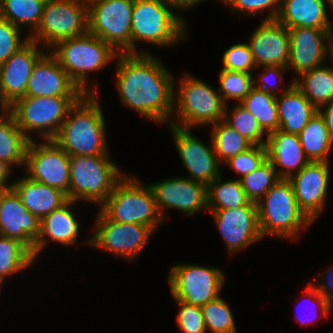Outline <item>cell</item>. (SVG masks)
I'll use <instances>...</instances> for the list:
<instances>
[{
    "instance_id": "cell-1",
    "label": "cell",
    "mask_w": 333,
    "mask_h": 333,
    "mask_svg": "<svg viewBox=\"0 0 333 333\" xmlns=\"http://www.w3.org/2000/svg\"><path fill=\"white\" fill-rule=\"evenodd\" d=\"M116 87L121 103L144 119L170 124L174 112L175 79L152 53L116 56Z\"/></svg>"
},
{
    "instance_id": "cell-2",
    "label": "cell",
    "mask_w": 333,
    "mask_h": 333,
    "mask_svg": "<svg viewBox=\"0 0 333 333\" xmlns=\"http://www.w3.org/2000/svg\"><path fill=\"white\" fill-rule=\"evenodd\" d=\"M97 94H84L53 139L69 156L109 155L106 123Z\"/></svg>"
},
{
    "instance_id": "cell-3",
    "label": "cell",
    "mask_w": 333,
    "mask_h": 333,
    "mask_svg": "<svg viewBox=\"0 0 333 333\" xmlns=\"http://www.w3.org/2000/svg\"><path fill=\"white\" fill-rule=\"evenodd\" d=\"M169 0H135L131 21V53H150L137 43L158 47L177 45L188 36V22Z\"/></svg>"
},
{
    "instance_id": "cell-4",
    "label": "cell",
    "mask_w": 333,
    "mask_h": 333,
    "mask_svg": "<svg viewBox=\"0 0 333 333\" xmlns=\"http://www.w3.org/2000/svg\"><path fill=\"white\" fill-rule=\"evenodd\" d=\"M48 51L84 94H97L96 82L93 88L87 85L88 75L100 72L110 62L115 61L118 55L109 44L89 32L61 40Z\"/></svg>"
},
{
    "instance_id": "cell-5",
    "label": "cell",
    "mask_w": 333,
    "mask_h": 333,
    "mask_svg": "<svg viewBox=\"0 0 333 333\" xmlns=\"http://www.w3.org/2000/svg\"><path fill=\"white\" fill-rule=\"evenodd\" d=\"M176 85L177 82L174 112L169 125L193 130L197 126H212L224 119L226 104L218 89L189 73L183 74L178 87Z\"/></svg>"
},
{
    "instance_id": "cell-6",
    "label": "cell",
    "mask_w": 333,
    "mask_h": 333,
    "mask_svg": "<svg viewBox=\"0 0 333 333\" xmlns=\"http://www.w3.org/2000/svg\"><path fill=\"white\" fill-rule=\"evenodd\" d=\"M262 237L298 240L312 222L300 210L288 179H280L256 203Z\"/></svg>"
},
{
    "instance_id": "cell-7",
    "label": "cell",
    "mask_w": 333,
    "mask_h": 333,
    "mask_svg": "<svg viewBox=\"0 0 333 333\" xmlns=\"http://www.w3.org/2000/svg\"><path fill=\"white\" fill-rule=\"evenodd\" d=\"M111 155L70 156V185L66 195L70 201L84 200L101 206L125 175Z\"/></svg>"
},
{
    "instance_id": "cell-8",
    "label": "cell",
    "mask_w": 333,
    "mask_h": 333,
    "mask_svg": "<svg viewBox=\"0 0 333 333\" xmlns=\"http://www.w3.org/2000/svg\"><path fill=\"white\" fill-rule=\"evenodd\" d=\"M100 210L114 222L142 224L154 232L163 222L151 187L128 173L117 182Z\"/></svg>"
},
{
    "instance_id": "cell-9",
    "label": "cell",
    "mask_w": 333,
    "mask_h": 333,
    "mask_svg": "<svg viewBox=\"0 0 333 333\" xmlns=\"http://www.w3.org/2000/svg\"><path fill=\"white\" fill-rule=\"evenodd\" d=\"M81 97H21L7 110L29 140L37 133L42 140H53L69 110Z\"/></svg>"
},
{
    "instance_id": "cell-10",
    "label": "cell",
    "mask_w": 333,
    "mask_h": 333,
    "mask_svg": "<svg viewBox=\"0 0 333 333\" xmlns=\"http://www.w3.org/2000/svg\"><path fill=\"white\" fill-rule=\"evenodd\" d=\"M88 32V8L72 0H46L41 22L29 40L49 50L57 42Z\"/></svg>"
},
{
    "instance_id": "cell-11",
    "label": "cell",
    "mask_w": 333,
    "mask_h": 333,
    "mask_svg": "<svg viewBox=\"0 0 333 333\" xmlns=\"http://www.w3.org/2000/svg\"><path fill=\"white\" fill-rule=\"evenodd\" d=\"M173 299L203 306L221 295L225 276L220 268L197 264H175L167 277Z\"/></svg>"
},
{
    "instance_id": "cell-12",
    "label": "cell",
    "mask_w": 333,
    "mask_h": 333,
    "mask_svg": "<svg viewBox=\"0 0 333 333\" xmlns=\"http://www.w3.org/2000/svg\"><path fill=\"white\" fill-rule=\"evenodd\" d=\"M93 226L94 232L85 243L93 248L120 256L128 262L138 258L154 233L146 225L114 222L100 209Z\"/></svg>"
},
{
    "instance_id": "cell-13",
    "label": "cell",
    "mask_w": 333,
    "mask_h": 333,
    "mask_svg": "<svg viewBox=\"0 0 333 333\" xmlns=\"http://www.w3.org/2000/svg\"><path fill=\"white\" fill-rule=\"evenodd\" d=\"M135 0H99L88 8V32L118 54L131 53V21Z\"/></svg>"
},
{
    "instance_id": "cell-14",
    "label": "cell",
    "mask_w": 333,
    "mask_h": 333,
    "mask_svg": "<svg viewBox=\"0 0 333 333\" xmlns=\"http://www.w3.org/2000/svg\"><path fill=\"white\" fill-rule=\"evenodd\" d=\"M30 140L24 173L31 180L57 188L66 195L70 185V156L54 141Z\"/></svg>"
},
{
    "instance_id": "cell-15",
    "label": "cell",
    "mask_w": 333,
    "mask_h": 333,
    "mask_svg": "<svg viewBox=\"0 0 333 333\" xmlns=\"http://www.w3.org/2000/svg\"><path fill=\"white\" fill-rule=\"evenodd\" d=\"M169 126L178 155L190 174L186 177L208 186L222 172V165L214 151L212 140L210 145H205L191 129Z\"/></svg>"
},
{
    "instance_id": "cell-16",
    "label": "cell",
    "mask_w": 333,
    "mask_h": 333,
    "mask_svg": "<svg viewBox=\"0 0 333 333\" xmlns=\"http://www.w3.org/2000/svg\"><path fill=\"white\" fill-rule=\"evenodd\" d=\"M153 192L157 210L165 220L166 210L175 209L189 217L207 209V186L187 177H171L148 184Z\"/></svg>"
},
{
    "instance_id": "cell-17",
    "label": "cell",
    "mask_w": 333,
    "mask_h": 333,
    "mask_svg": "<svg viewBox=\"0 0 333 333\" xmlns=\"http://www.w3.org/2000/svg\"><path fill=\"white\" fill-rule=\"evenodd\" d=\"M230 254L242 251L263 240L257 204L249 201L245 206L234 209L208 210Z\"/></svg>"
},
{
    "instance_id": "cell-18",
    "label": "cell",
    "mask_w": 333,
    "mask_h": 333,
    "mask_svg": "<svg viewBox=\"0 0 333 333\" xmlns=\"http://www.w3.org/2000/svg\"><path fill=\"white\" fill-rule=\"evenodd\" d=\"M288 32L290 52L287 68L294 70V81L302 73L326 63L333 42V29L295 27L288 29Z\"/></svg>"
},
{
    "instance_id": "cell-19",
    "label": "cell",
    "mask_w": 333,
    "mask_h": 333,
    "mask_svg": "<svg viewBox=\"0 0 333 333\" xmlns=\"http://www.w3.org/2000/svg\"><path fill=\"white\" fill-rule=\"evenodd\" d=\"M330 173V162L310 161L288 179L292 184L298 207L312 223L324 210Z\"/></svg>"
},
{
    "instance_id": "cell-20",
    "label": "cell",
    "mask_w": 333,
    "mask_h": 333,
    "mask_svg": "<svg viewBox=\"0 0 333 333\" xmlns=\"http://www.w3.org/2000/svg\"><path fill=\"white\" fill-rule=\"evenodd\" d=\"M42 47L37 42L29 40L0 65V102L6 109L17 99L25 96L33 68L46 53Z\"/></svg>"
},
{
    "instance_id": "cell-21",
    "label": "cell",
    "mask_w": 333,
    "mask_h": 333,
    "mask_svg": "<svg viewBox=\"0 0 333 333\" xmlns=\"http://www.w3.org/2000/svg\"><path fill=\"white\" fill-rule=\"evenodd\" d=\"M247 44L257 69L262 66L287 68L290 52L289 32L276 19L263 20L255 28Z\"/></svg>"
},
{
    "instance_id": "cell-22",
    "label": "cell",
    "mask_w": 333,
    "mask_h": 333,
    "mask_svg": "<svg viewBox=\"0 0 333 333\" xmlns=\"http://www.w3.org/2000/svg\"><path fill=\"white\" fill-rule=\"evenodd\" d=\"M41 221L23 205L12 189L0 191V235L16 239L32 253L40 235Z\"/></svg>"
},
{
    "instance_id": "cell-23",
    "label": "cell",
    "mask_w": 333,
    "mask_h": 333,
    "mask_svg": "<svg viewBox=\"0 0 333 333\" xmlns=\"http://www.w3.org/2000/svg\"><path fill=\"white\" fill-rule=\"evenodd\" d=\"M83 95L84 93L70 79L55 57L46 50L33 68L24 97H82Z\"/></svg>"
},
{
    "instance_id": "cell-24",
    "label": "cell",
    "mask_w": 333,
    "mask_h": 333,
    "mask_svg": "<svg viewBox=\"0 0 333 333\" xmlns=\"http://www.w3.org/2000/svg\"><path fill=\"white\" fill-rule=\"evenodd\" d=\"M76 201L68 200L59 209L54 210L41 220L40 235L32 253L35 261L48 245V241L71 247L77 243L80 227L73 205Z\"/></svg>"
},
{
    "instance_id": "cell-25",
    "label": "cell",
    "mask_w": 333,
    "mask_h": 333,
    "mask_svg": "<svg viewBox=\"0 0 333 333\" xmlns=\"http://www.w3.org/2000/svg\"><path fill=\"white\" fill-rule=\"evenodd\" d=\"M266 149L267 159L280 179H289L310 162L304 154L298 134L278 129L268 134Z\"/></svg>"
},
{
    "instance_id": "cell-26",
    "label": "cell",
    "mask_w": 333,
    "mask_h": 333,
    "mask_svg": "<svg viewBox=\"0 0 333 333\" xmlns=\"http://www.w3.org/2000/svg\"><path fill=\"white\" fill-rule=\"evenodd\" d=\"M279 116V130L299 134L311 118L318 112L312 103L291 81L281 94L276 96Z\"/></svg>"
},
{
    "instance_id": "cell-27",
    "label": "cell",
    "mask_w": 333,
    "mask_h": 333,
    "mask_svg": "<svg viewBox=\"0 0 333 333\" xmlns=\"http://www.w3.org/2000/svg\"><path fill=\"white\" fill-rule=\"evenodd\" d=\"M327 0H281L276 20L287 29H333L326 11Z\"/></svg>"
},
{
    "instance_id": "cell-28",
    "label": "cell",
    "mask_w": 333,
    "mask_h": 333,
    "mask_svg": "<svg viewBox=\"0 0 333 333\" xmlns=\"http://www.w3.org/2000/svg\"><path fill=\"white\" fill-rule=\"evenodd\" d=\"M11 188L28 211L40 221L68 201L66 194L61 190L33 181L26 175L14 181Z\"/></svg>"
},
{
    "instance_id": "cell-29",
    "label": "cell",
    "mask_w": 333,
    "mask_h": 333,
    "mask_svg": "<svg viewBox=\"0 0 333 333\" xmlns=\"http://www.w3.org/2000/svg\"><path fill=\"white\" fill-rule=\"evenodd\" d=\"M294 85L317 110L333 101V69L330 65L302 73L294 80Z\"/></svg>"
},
{
    "instance_id": "cell-30",
    "label": "cell",
    "mask_w": 333,
    "mask_h": 333,
    "mask_svg": "<svg viewBox=\"0 0 333 333\" xmlns=\"http://www.w3.org/2000/svg\"><path fill=\"white\" fill-rule=\"evenodd\" d=\"M29 141L17 126L14 116L6 109L0 116V159L11 167H24Z\"/></svg>"
},
{
    "instance_id": "cell-31",
    "label": "cell",
    "mask_w": 333,
    "mask_h": 333,
    "mask_svg": "<svg viewBox=\"0 0 333 333\" xmlns=\"http://www.w3.org/2000/svg\"><path fill=\"white\" fill-rule=\"evenodd\" d=\"M298 137L304 154L310 161L329 162L333 138L319 112L311 118Z\"/></svg>"
},
{
    "instance_id": "cell-32",
    "label": "cell",
    "mask_w": 333,
    "mask_h": 333,
    "mask_svg": "<svg viewBox=\"0 0 333 333\" xmlns=\"http://www.w3.org/2000/svg\"><path fill=\"white\" fill-rule=\"evenodd\" d=\"M46 0H0V16L20 30L28 29L29 37L38 28Z\"/></svg>"
},
{
    "instance_id": "cell-33",
    "label": "cell",
    "mask_w": 333,
    "mask_h": 333,
    "mask_svg": "<svg viewBox=\"0 0 333 333\" xmlns=\"http://www.w3.org/2000/svg\"><path fill=\"white\" fill-rule=\"evenodd\" d=\"M222 174L207 186V210L234 209L245 206L246 197L240 179L223 181Z\"/></svg>"
},
{
    "instance_id": "cell-34",
    "label": "cell",
    "mask_w": 333,
    "mask_h": 333,
    "mask_svg": "<svg viewBox=\"0 0 333 333\" xmlns=\"http://www.w3.org/2000/svg\"><path fill=\"white\" fill-rule=\"evenodd\" d=\"M239 104L257 119L267 134L279 129L276 95L253 87Z\"/></svg>"
},
{
    "instance_id": "cell-35",
    "label": "cell",
    "mask_w": 333,
    "mask_h": 333,
    "mask_svg": "<svg viewBox=\"0 0 333 333\" xmlns=\"http://www.w3.org/2000/svg\"><path fill=\"white\" fill-rule=\"evenodd\" d=\"M210 133L214 151L221 165L253 144L235 131L224 120L212 125Z\"/></svg>"
},
{
    "instance_id": "cell-36",
    "label": "cell",
    "mask_w": 333,
    "mask_h": 333,
    "mask_svg": "<svg viewBox=\"0 0 333 333\" xmlns=\"http://www.w3.org/2000/svg\"><path fill=\"white\" fill-rule=\"evenodd\" d=\"M35 262L32 252L23 243L0 235V276L3 279L32 267Z\"/></svg>"
},
{
    "instance_id": "cell-37",
    "label": "cell",
    "mask_w": 333,
    "mask_h": 333,
    "mask_svg": "<svg viewBox=\"0 0 333 333\" xmlns=\"http://www.w3.org/2000/svg\"><path fill=\"white\" fill-rule=\"evenodd\" d=\"M235 103L236 105L232 107V110L229 109L228 104L225 106L223 120L253 145L266 146L268 134L248 110L239 103ZM264 135H266V138Z\"/></svg>"
},
{
    "instance_id": "cell-38",
    "label": "cell",
    "mask_w": 333,
    "mask_h": 333,
    "mask_svg": "<svg viewBox=\"0 0 333 333\" xmlns=\"http://www.w3.org/2000/svg\"><path fill=\"white\" fill-rule=\"evenodd\" d=\"M206 331L211 333H237L230 306L220 295L201 306Z\"/></svg>"
},
{
    "instance_id": "cell-39",
    "label": "cell",
    "mask_w": 333,
    "mask_h": 333,
    "mask_svg": "<svg viewBox=\"0 0 333 333\" xmlns=\"http://www.w3.org/2000/svg\"><path fill=\"white\" fill-rule=\"evenodd\" d=\"M279 180L280 178L273 164L268 159H266L260 167L240 179L246 197L255 203H257Z\"/></svg>"
},
{
    "instance_id": "cell-40",
    "label": "cell",
    "mask_w": 333,
    "mask_h": 333,
    "mask_svg": "<svg viewBox=\"0 0 333 333\" xmlns=\"http://www.w3.org/2000/svg\"><path fill=\"white\" fill-rule=\"evenodd\" d=\"M253 76L254 74L221 69L218 77L220 84L218 92L223 102L226 105L228 100L240 103L254 87Z\"/></svg>"
},
{
    "instance_id": "cell-41",
    "label": "cell",
    "mask_w": 333,
    "mask_h": 333,
    "mask_svg": "<svg viewBox=\"0 0 333 333\" xmlns=\"http://www.w3.org/2000/svg\"><path fill=\"white\" fill-rule=\"evenodd\" d=\"M222 69L252 74L257 67L247 43H235L222 55Z\"/></svg>"
},
{
    "instance_id": "cell-42",
    "label": "cell",
    "mask_w": 333,
    "mask_h": 333,
    "mask_svg": "<svg viewBox=\"0 0 333 333\" xmlns=\"http://www.w3.org/2000/svg\"><path fill=\"white\" fill-rule=\"evenodd\" d=\"M266 159V146L253 145L246 151L230 158L224 164L233 170V172H236L237 175H240L239 179H241L244 175L260 167Z\"/></svg>"
},
{
    "instance_id": "cell-43",
    "label": "cell",
    "mask_w": 333,
    "mask_h": 333,
    "mask_svg": "<svg viewBox=\"0 0 333 333\" xmlns=\"http://www.w3.org/2000/svg\"><path fill=\"white\" fill-rule=\"evenodd\" d=\"M22 33L17 26L0 16V65L29 41V36L23 38Z\"/></svg>"
},
{
    "instance_id": "cell-44",
    "label": "cell",
    "mask_w": 333,
    "mask_h": 333,
    "mask_svg": "<svg viewBox=\"0 0 333 333\" xmlns=\"http://www.w3.org/2000/svg\"><path fill=\"white\" fill-rule=\"evenodd\" d=\"M222 2L226 7L230 6L231 13L256 15L267 10L268 14L263 20H274L279 13L281 0H222Z\"/></svg>"
},
{
    "instance_id": "cell-45",
    "label": "cell",
    "mask_w": 333,
    "mask_h": 333,
    "mask_svg": "<svg viewBox=\"0 0 333 333\" xmlns=\"http://www.w3.org/2000/svg\"><path fill=\"white\" fill-rule=\"evenodd\" d=\"M174 301L180 307L176 316L179 330L182 333H206L201 307L176 299Z\"/></svg>"
},
{
    "instance_id": "cell-46",
    "label": "cell",
    "mask_w": 333,
    "mask_h": 333,
    "mask_svg": "<svg viewBox=\"0 0 333 333\" xmlns=\"http://www.w3.org/2000/svg\"><path fill=\"white\" fill-rule=\"evenodd\" d=\"M308 286L303 290L302 295L306 300H309L307 303L311 302L310 306H313L314 313L317 312L319 316H315L316 318H305L303 316H295V319L300 321V324L303 326H307L308 324H315L321 317L325 318L328 320V316L330 312L333 311V309L327 304L325 301V298L319 293V291L312 285L311 282L307 284ZM312 308V307H311ZM318 310V311H316ZM315 313V314H317ZM318 317V318H317Z\"/></svg>"
},
{
    "instance_id": "cell-47",
    "label": "cell",
    "mask_w": 333,
    "mask_h": 333,
    "mask_svg": "<svg viewBox=\"0 0 333 333\" xmlns=\"http://www.w3.org/2000/svg\"><path fill=\"white\" fill-rule=\"evenodd\" d=\"M262 67L263 70L262 73H260V76L258 77L253 76L254 87L277 96L278 94H276L275 92L276 90H278L279 86L281 87V85L283 84L284 80L283 75L285 74L286 71H288V68L281 66H262ZM256 78H258L259 80H257Z\"/></svg>"
},
{
    "instance_id": "cell-48",
    "label": "cell",
    "mask_w": 333,
    "mask_h": 333,
    "mask_svg": "<svg viewBox=\"0 0 333 333\" xmlns=\"http://www.w3.org/2000/svg\"><path fill=\"white\" fill-rule=\"evenodd\" d=\"M318 278H321L322 281L320 282ZM314 280L315 281H311L312 285L319 291V293L325 298L327 304L333 309V265L326 271L320 273L314 278ZM318 281L320 282L319 284Z\"/></svg>"
},
{
    "instance_id": "cell-49",
    "label": "cell",
    "mask_w": 333,
    "mask_h": 333,
    "mask_svg": "<svg viewBox=\"0 0 333 333\" xmlns=\"http://www.w3.org/2000/svg\"><path fill=\"white\" fill-rule=\"evenodd\" d=\"M12 170L8 163L0 159V191L11 188L13 182L8 184V180L11 178Z\"/></svg>"
},
{
    "instance_id": "cell-50",
    "label": "cell",
    "mask_w": 333,
    "mask_h": 333,
    "mask_svg": "<svg viewBox=\"0 0 333 333\" xmlns=\"http://www.w3.org/2000/svg\"><path fill=\"white\" fill-rule=\"evenodd\" d=\"M318 112L323 117L325 126L333 138V101L318 109Z\"/></svg>"
},
{
    "instance_id": "cell-51",
    "label": "cell",
    "mask_w": 333,
    "mask_h": 333,
    "mask_svg": "<svg viewBox=\"0 0 333 333\" xmlns=\"http://www.w3.org/2000/svg\"><path fill=\"white\" fill-rule=\"evenodd\" d=\"M177 9V11H188L190 9H194V7L198 6V4H202L206 0H169ZM222 1V0H220Z\"/></svg>"
},
{
    "instance_id": "cell-52",
    "label": "cell",
    "mask_w": 333,
    "mask_h": 333,
    "mask_svg": "<svg viewBox=\"0 0 333 333\" xmlns=\"http://www.w3.org/2000/svg\"><path fill=\"white\" fill-rule=\"evenodd\" d=\"M75 3L81 4L89 8L92 4L96 3L99 0H72Z\"/></svg>"
},
{
    "instance_id": "cell-53",
    "label": "cell",
    "mask_w": 333,
    "mask_h": 333,
    "mask_svg": "<svg viewBox=\"0 0 333 333\" xmlns=\"http://www.w3.org/2000/svg\"><path fill=\"white\" fill-rule=\"evenodd\" d=\"M328 58L329 59H327V60H329L331 62L330 66L333 69V42L331 43L330 48H329Z\"/></svg>"
},
{
    "instance_id": "cell-54",
    "label": "cell",
    "mask_w": 333,
    "mask_h": 333,
    "mask_svg": "<svg viewBox=\"0 0 333 333\" xmlns=\"http://www.w3.org/2000/svg\"><path fill=\"white\" fill-rule=\"evenodd\" d=\"M6 110V108L4 107V105L0 102V116L1 114Z\"/></svg>"
},
{
    "instance_id": "cell-55",
    "label": "cell",
    "mask_w": 333,
    "mask_h": 333,
    "mask_svg": "<svg viewBox=\"0 0 333 333\" xmlns=\"http://www.w3.org/2000/svg\"><path fill=\"white\" fill-rule=\"evenodd\" d=\"M328 6L331 7L332 13H333V0H327Z\"/></svg>"
},
{
    "instance_id": "cell-56",
    "label": "cell",
    "mask_w": 333,
    "mask_h": 333,
    "mask_svg": "<svg viewBox=\"0 0 333 333\" xmlns=\"http://www.w3.org/2000/svg\"><path fill=\"white\" fill-rule=\"evenodd\" d=\"M4 281H5V279H3V278L0 276V291H1L2 287H3L2 285H3Z\"/></svg>"
}]
</instances>
